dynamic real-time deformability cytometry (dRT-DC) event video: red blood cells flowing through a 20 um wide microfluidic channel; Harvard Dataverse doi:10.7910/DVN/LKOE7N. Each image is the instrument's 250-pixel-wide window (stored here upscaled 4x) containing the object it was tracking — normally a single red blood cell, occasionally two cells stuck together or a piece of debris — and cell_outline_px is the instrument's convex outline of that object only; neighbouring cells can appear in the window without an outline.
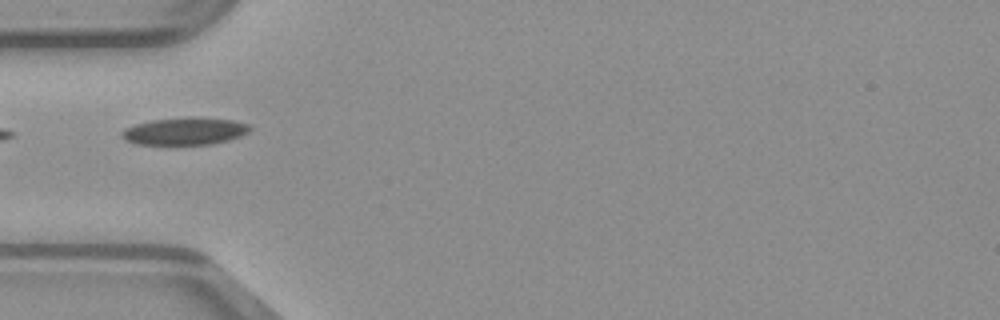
{"species": "common noctule bat (a hibernating species)", "species_latin": "Nyctalus noctula", "temperature_condition": "warm", "stored_images_in_passage": 32, "camera_frame_rate_fps": 3000, "um_per_image_px": 0.085, "animal": {"sex": "male", "body_mass_g": 23.1, "forearm_length_mm": 52.7}, "frame": {"image": 1, "passage_image": 1, "time_ms": 0.0, "image_size_px": [1000, 320], "cell_outline_px": [[252, 128], [248, 132], [240, 136], [228, 140], [212, 144], [136, 144], [120, 136], [120, 132], [124, 128], [136, 124], [152, 120], [188, 116], [192, 116], [232, 120], [248, 124]], "centroid_in_image_um": [15.71, 11.13], "position_along_channel_um": 69.3, "area_um2": 20.46}}